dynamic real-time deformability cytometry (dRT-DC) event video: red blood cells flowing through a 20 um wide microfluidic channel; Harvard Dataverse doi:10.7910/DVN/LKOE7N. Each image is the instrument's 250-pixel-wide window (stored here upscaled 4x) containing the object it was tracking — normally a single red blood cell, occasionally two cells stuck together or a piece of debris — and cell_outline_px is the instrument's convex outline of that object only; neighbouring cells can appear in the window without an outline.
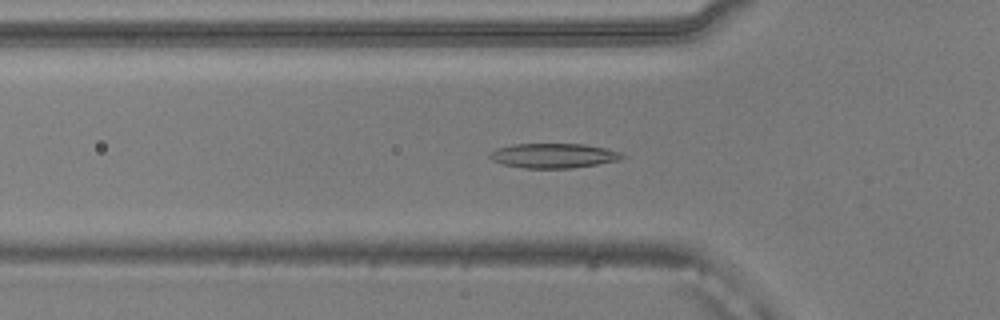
{"species": "common noctule bat (a hibernating species)", "species_latin": "Nyctalus noctula", "temperature_condition": "warm", "stored_images_in_passage": 50, "camera_frame_rate_fps": 3000, "um_per_image_px": 0.085, "animal": {"sex": "male", "body_mass_g": 20.5, "forearm_length_mm": 52.5}, "frame": {"image": 1, "passage_image": 15, "time_ms": 4.667, "image_size_px": [1000, 320], "cell_outline_px": [[628, 156], [620, 160], [572, 168], [524, 168], [504, 164], [492, 160], [488, 156], [496, 148], [512, 144], [584, 144], [604, 148], [620, 152]], "centroid_in_image_um": [47.07, 13.23], "position_along_channel_um": 78.7, "area_um2": 18.96}}
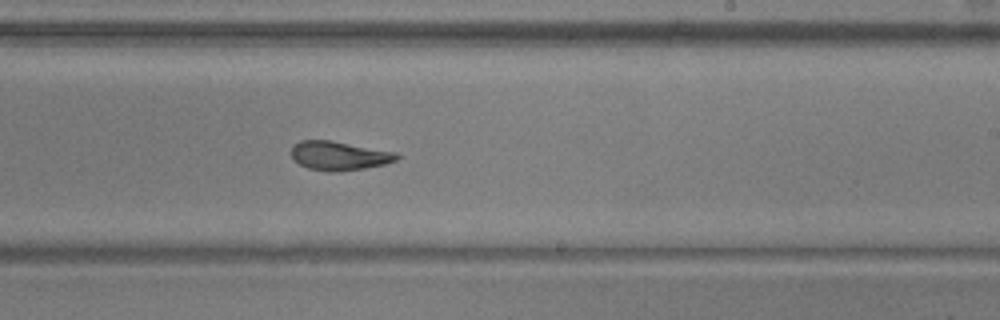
{"frame": {"image": 2, "passage_image": 29, "time_ms": 9.333, "image_size_px": [1000, 320], "cell_outline_px": [[400, 156], [396, 160], [384, 164], [364, 168], [336, 172], [328, 172], [308, 168], [300, 164], [292, 156], [292, 144], [300, 140], [332, 140], [396, 152]], "centroid_in_image_um": [28.82, 13.23], "position_along_channel_um": 260.2, "area_um2": 17.8}}
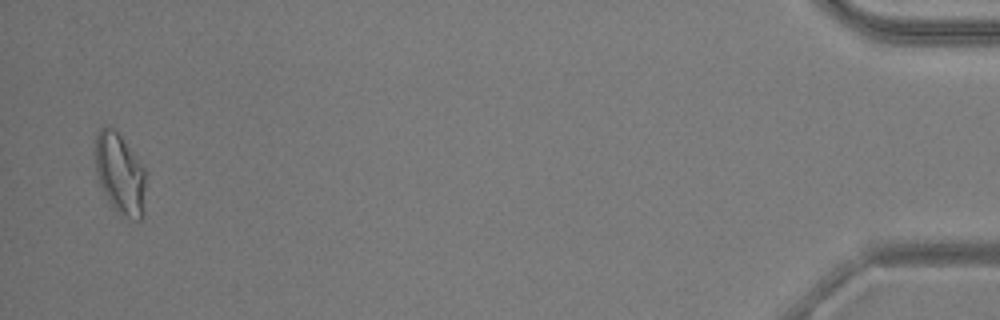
{"frame": {"image": 3, "passage_image": 49, "time_ms": 16.0, "image_size_px": [1000, 320], "cell_outline_px": [[144, 216], [140, 220], [136, 220], [120, 216], [112, 208], [100, 184], [96, 172], [96, 132], [104, 124], [108, 124], [116, 128], [144, 168]], "centroid_in_image_um": [10.19, 14.75], "position_along_channel_um": 425.0, "area_um2": 24.04}, "authors_computed_cell_mechanics": {"area_um2": 18.9295, "velocity_mm_per_s": 3.8706, "shape_relaxation_time_tau1_ms": null, "shape_relaxation_time_tau2_ms": 2.2879, "deformation_change_tau1": null, "deformation_change_tau2": 0.0893}}